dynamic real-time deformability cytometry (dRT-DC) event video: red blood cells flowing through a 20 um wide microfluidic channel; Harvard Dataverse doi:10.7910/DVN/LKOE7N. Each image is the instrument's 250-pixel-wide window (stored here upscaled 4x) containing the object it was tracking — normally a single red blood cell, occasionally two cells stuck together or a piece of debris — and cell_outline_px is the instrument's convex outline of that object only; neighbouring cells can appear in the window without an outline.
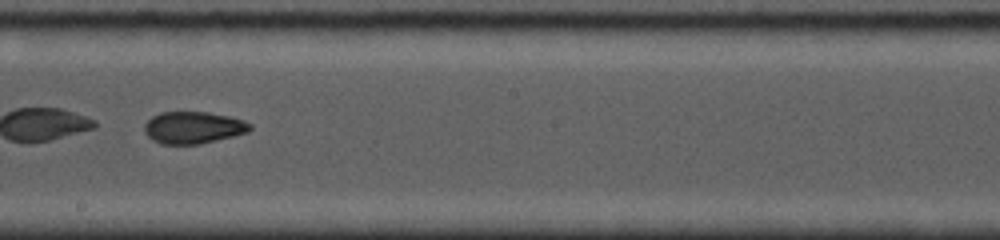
{"species": "common noctule bat (a hibernating species)", "species_latin": "Nyctalus noctula", "temperature_condition": "cold", "stored_images_in_passage": 26, "camera_frame_rate_fps": 5000, "um_per_image_px": 0.085, "animal": {"sex": "female", "body_mass_g": 19.0, "forearm_length_mm": 53.3}, "frame": {"image": 1, "passage_image": 12, "time_ms": 4.2, "image_size_px": [1000, 240], "cell_outline_px": [[252, 128], [248, 132], [200, 144], [160, 144], [152, 140], [144, 132], [144, 124], [152, 116], [160, 112], [208, 112], [228, 116], [244, 120], [252, 124]], "centroid_in_image_um": [16.41, 10.84], "position_along_channel_um": 231.8, "area_um2": 19.77}}